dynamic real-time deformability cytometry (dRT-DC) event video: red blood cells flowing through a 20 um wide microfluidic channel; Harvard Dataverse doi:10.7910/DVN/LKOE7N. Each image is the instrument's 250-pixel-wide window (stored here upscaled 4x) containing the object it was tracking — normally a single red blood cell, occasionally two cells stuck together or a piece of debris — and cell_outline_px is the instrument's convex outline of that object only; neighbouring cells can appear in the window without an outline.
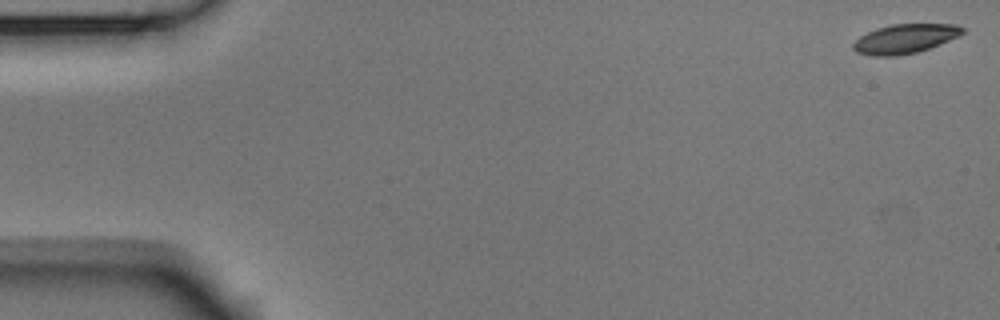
{"species": "Egyptian fruit bat (a non-hibernating species)", "species_latin": "Rousettus aegyptiacus", "temperature_condition": "room temperature", "stored_images_in_passage": 6, "camera_frame_rate_fps": 3000, "um_per_image_px": 0.085, "animal": {"sex": "male"}, "frame": {"image": 1, "passage_image": 1, "time_ms": 0.0, "image_size_px": [1000, 320], "cell_outline_px": [[964, 32], [948, 40], [928, 48], [916, 52], [896, 56], [872, 56], [856, 52], [852, 48], [852, 44], [860, 36], [876, 28], [892, 24], [956, 24], [964, 28]], "centroid_in_image_um": [76.87, 3.29], "position_along_channel_um": 8.1, "area_um2": 18.44}}
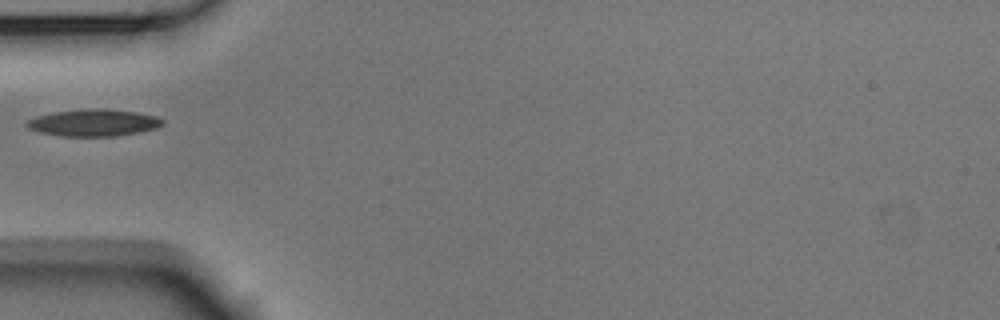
{"frame": {"image": 2, "passage_image": 5, "time_ms": 1.333, "image_size_px": [1000, 320], "cell_outline_px": [[164, 124], [156, 128], [116, 136], [60, 136], [40, 132], [28, 128], [24, 124], [28, 120], [36, 116], [52, 112], [88, 108], [104, 108], [136, 112], [156, 116], [164, 120]], "centroid_in_image_um": [7.93, 10.42], "position_along_channel_um": 77.1, "area_um2": 21.39}}
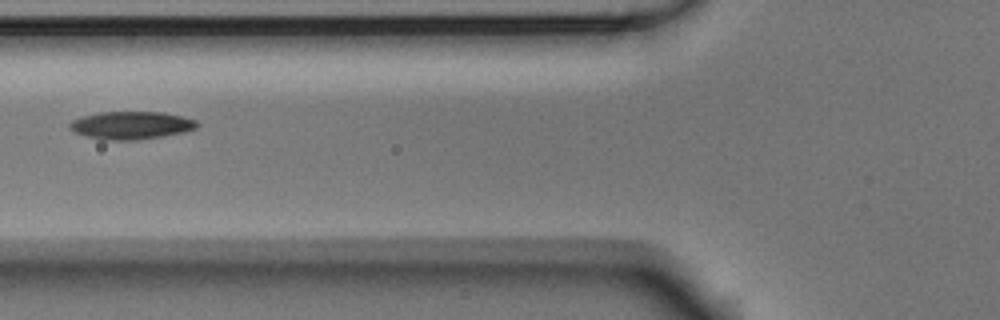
{"frame": {"image": 3, "passage_image": 6, "time_ms": 1.667, "image_size_px": [1000, 320], "cell_outline_px": [[200, 124], [196, 128], [184, 132], [136, 140], [104, 140], [72, 132], [68, 128], [68, 124], [72, 120], [84, 116], [100, 112], [164, 112], [196, 120]], "centroid_in_image_um": [11.13, 10.65], "position_along_channel_um": 114.7, "area_um2": 20.58}}